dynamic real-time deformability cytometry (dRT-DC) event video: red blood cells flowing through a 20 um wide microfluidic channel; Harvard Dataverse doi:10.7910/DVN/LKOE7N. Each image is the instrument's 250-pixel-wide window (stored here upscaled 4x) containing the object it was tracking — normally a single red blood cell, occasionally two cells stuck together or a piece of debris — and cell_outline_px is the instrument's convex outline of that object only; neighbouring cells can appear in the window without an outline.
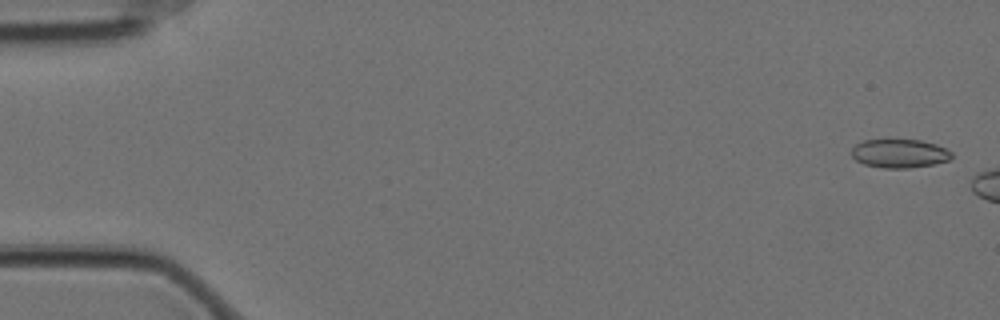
{"species": "Egyptian fruit bat (a non-hibernating species)", "species_latin": "Rousettus aegyptiacus", "temperature_condition": "cold", "stored_images_in_passage": 6, "camera_frame_rate_fps": 3000, "um_per_image_px": 0.085, "animal": {"sex": "female"}, "frame": {"image": 1, "passage_image": 1, "time_ms": 0.0, "image_size_px": [1000, 320], "cell_outline_px": [[952, 160], [932, 164], [908, 168], [884, 168], [864, 164], [856, 160], [852, 156], [852, 148], [856, 144], [864, 140], [920, 140], [936, 144], [952, 152]], "centroid_in_image_um": [76.47, 13.05], "position_along_channel_um": 8.5, "area_um2": 16.65}}